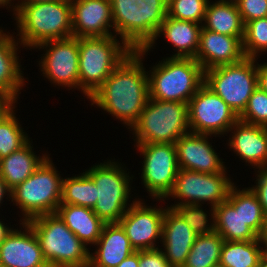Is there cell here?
I'll list each match as a JSON object with an SVG mask.
<instances>
[{
  "label": "cell",
  "instance_id": "obj_1",
  "mask_svg": "<svg viewBox=\"0 0 267 267\" xmlns=\"http://www.w3.org/2000/svg\"><path fill=\"white\" fill-rule=\"evenodd\" d=\"M148 50L132 51L89 97L91 105L132 128L149 99L148 72L143 66Z\"/></svg>",
  "mask_w": 267,
  "mask_h": 267
},
{
  "label": "cell",
  "instance_id": "obj_2",
  "mask_svg": "<svg viewBox=\"0 0 267 267\" xmlns=\"http://www.w3.org/2000/svg\"><path fill=\"white\" fill-rule=\"evenodd\" d=\"M15 4L19 46L31 50L45 41L73 37L71 0Z\"/></svg>",
  "mask_w": 267,
  "mask_h": 267
},
{
  "label": "cell",
  "instance_id": "obj_3",
  "mask_svg": "<svg viewBox=\"0 0 267 267\" xmlns=\"http://www.w3.org/2000/svg\"><path fill=\"white\" fill-rule=\"evenodd\" d=\"M114 34L133 51L145 49L167 16L168 0H110Z\"/></svg>",
  "mask_w": 267,
  "mask_h": 267
},
{
  "label": "cell",
  "instance_id": "obj_4",
  "mask_svg": "<svg viewBox=\"0 0 267 267\" xmlns=\"http://www.w3.org/2000/svg\"><path fill=\"white\" fill-rule=\"evenodd\" d=\"M27 223L32 227L49 267H89L90 251L57 213L40 215Z\"/></svg>",
  "mask_w": 267,
  "mask_h": 267
},
{
  "label": "cell",
  "instance_id": "obj_5",
  "mask_svg": "<svg viewBox=\"0 0 267 267\" xmlns=\"http://www.w3.org/2000/svg\"><path fill=\"white\" fill-rule=\"evenodd\" d=\"M133 50L117 36L79 37V91L87 99Z\"/></svg>",
  "mask_w": 267,
  "mask_h": 267
},
{
  "label": "cell",
  "instance_id": "obj_6",
  "mask_svg": "<svg viewBox=\"0 0 267 267\" xmlns=\"http://www.w3.org/2000/svg\"><path fill=\"white\" fill-rule=\"evenodd\" d=\"M147 72L149 98L155 100L189 103L204 84L203 68L193 58H163Z\"/></svg>",
  "mask_w": 267,
  "mask_h": 267
},
{
  "label": "cell",
  "instance_id": "obj_7",
  "mask_svg": "<svg viewBox=\"0 0 267 267\" xmlns=\"http://www.w3.org/2000/svg\"><path fill=\"white\" fill-rule=\"evenodd\" d=\"M130 131L135 135V144H175L190 132L188 103L149 98Z\"/></svg>",
  "mask_w": 267,
  "mask_h": 267
},
{
  "label": "cell",
  "instance_id": "obj_8",
  "mask_svg": "<svg viewBox=\"0 0 267 267\" xmlns=\"http://www.w3.org/2000/svg\"><path fill=\"white\" fill-rule=\"evenodd\" d=\"M62 180L48 156L29 178L12 189L10 200L23 214L19 221L56 213L61 204Z\"/></svg>",
  "mask_w": 267,
  "mask_h": 267
},
{
  "label": "cell",
  "instance_id": "obj_9",
  "mask_svg": "<svg viewBox=\"0 0 267 267\" xmlns=\"http://www.w3.org/2000/svg\"><path fill=\"white\" fill-rule=\"evenodd\" d=\"M117 161L98 163L85 171L96 185V204L92 208L104 223H117L128 208L137 200L128 203L131 193L130 179L124 166Z\"/></svg>",
  "mask_w": 267,
  "mask_h": 267
},
{
  "label": "cell",
  "instance_id": "obj_10",
  "mask_svg": "<svg viewBox=\"0 0 267 267\" xmlns=\"http://www.w3.org/2000/svg\"><path fill=\"white\" fill-rule=\"evenodd\" d=\"M257 59L245 57L240 62L204 71V84L221 97L238 117L258 87Z\"/></svg>",
  "mask_w": 267,
  "mask_h": 267
},
{
  "label": "cell",
  "instance_id": "obj_11",
  "mask_svg": "<svg viewBox=\"0 0 267 267\" xmlns=\"http://www.w3.org/2000/svg\"><path fill=\"white\" fill-rule=\"evenodd\" d=\"M226 171L207 174L179 169L173 189L164 200L179 199L171 206L209 202L210 206L216 207L227 200L234 185Z\"/></svg>",
  "mask_w": 267,
  "mask_h": 267
},
{
  "label": "cell",
  "instance_id": "obj_12",
  "mask_svg": "<svg viewBox=\"0 0 267 267\" xmlns=\"http://www.w3.org/2000/svg\"><path fill=\"white\" fill-rule=\"evenodd\" d=\"M135 146L144 158L141 182L152 198L164 201L173 189L179 171L175 144L150 143Z\"/></svg>",
  "mask_w": 267,
  "mask_h": 267
},
{
  "label": "cell",
  "instance_id": "obj_13",
  "mask_svg": "<svg viewBox=\"0 0 267 267\" xmlns=\"http://www.w3.org/2000/svg\"><path fill=\"white\" fill-rule=\"evenodd\" d=\"M190 132L204 135H226L239 117L230 106L203 84L189 100Z\"/></svg>",
  "mask_w": 267,
  "mask_h": 267
},
{
  "label": "cell",
  "instance_id": "obj_14",
  "mask_svg": "<svg viewBox=\"0 0 267 267\" xmlns=\"http://www.w3.org/2000/svg\"><path fill=\"white\" fill-rule=\"evenodd\" d=\"M35 48L46 49L38 64L50 83L67 89H79V38L45 41Z\"/></svg>",
  "mask_w": 267,
  "mask_h": 267
},
{
  "label": "cell",
  "instance_id": "obj_15",
  "mask_svg": "<svg viewBox=\"0 0 267 267\" xmlns=\"http://www.w3.org/2000/svg\"><path fill=\"white\" fill-rule=\"evenodd\" d=\"M142 200L137 199L119 221L136 251L158 248L155 242L162 241V223L166 210V207L148 206Z\"/></svg>",
  "mask_w": 267,
  "mask_h": 267
},
{
  "label": "cell",
  "instance_id": "obj_16",
  "mask_svg": "<svg viewBox=\"0 0 267 267\" xmlns=\"http://www.w3.org/2000/svg\"><path fill=\"white\" fill-rule=\"evenodd\" d=\"M20 224L23 228H13L0 243V267H49L32 227Z\"/></svg>",
  "mask_w": 267,
  "mask_h": 267
},
{
  "label": "cell",
  "instance_id": "obj_17",
  "mask_svg": "<svg viewBox=\"0 0 267 267\" xmlns=\"http://www.w3.org/2000/svg\"><path fill=\"white\" fill-rule=\"evenodd\" d=\"M73 37L115 35L110 0H71Z\"/></svg>",
  "mask_w": 267,
  "mask_h": 267
},
{
  "label": "cell",
  "instance_id": "obj_18",
  "mask_svg": "<svg viewBox=\"0 0 267 267\" xmlns=\"http://www.w3.org/2000/svg\"><path fill=\"white\" fill-rule=\"evenodd\" d=\"M210 137L211 135L188 132L175 142L179 169L207 174L227 170L225 162L208 141Z\"/></svg>",
  "mask_w": 267,
  "mask_h": 267
},
{
  "label": "cell",
  "instance_id": "obj_19",
  "mask_svg": "<svg viewBox=\"0 0 267 267\" xmlns=\"http://www.w3.org/2000/svg\"><path fill=\"white\" fill-rule=\"evenodd\" d=\"M243 38L223 35L202 27L195 60L203 71L240 62L245 58Z\"/></svg>",
  "mask_w": 267,
  "mask_h": 267
},
{
  "label": "cell",
  "instance_id": "obj_20",
  "mask_svg": "<svg viewBox=\"0 0 267 267\" xmlns=\"http://www.w3.org/2000/svg\"><path fill=\"white\" fill-rule=\"evenodd\" d=\"M166 207L162 223V251L171 267H183L197 234L173 208Z\"/></svg>",
  "mask_w": 267,
  "mask_h": 267
},
{
  "label": "cell",
  "instance_id": "obj_21",
  "mask_svg": "<svg viewBox=\"0 0 267 267\" xmlns=\"http://www.w3.org/2000/svg\"><path fill=\"white\" fill-rule=\"evenodd\" d=\"M229 132L228 146L241 160L258 170L267 167V127L238 120Z\"/></svg>",
  "mask_w": 267,
  "mask_h": 267
},
{
  "label": "cell",
  "instance_id": "obj_22",
  "mask_svg": "<svg viewBox=\"0 0 267 267\" xmlns=\"http://www.w3.org/2000/svg\"><path fill=\"white\" fill-rule=\"evenodd\" d=\"M215 231L224 241H253L258 234L240 214V189L234 184L228 194L227 200L214 209Z\"/></svg>",
  "mask_w": 267,
  "mask_h": 267
},
{
  "label": "cell",
  "instance_id": "obj_23",
  "mask_svg": "<svg viewBox=\"0 0 267 267\" xmlns=\"http://www.w3.org/2000/svg\"><path fill=\"white\" fill-rule=\"evenodd\" d=\"M95 245L97 246L95 252H90L89 267H117L136 251L119 222L105 223Z\"/></svg>",
  "mask_w": 267,
  "mask_h": 267
},
{
  "label": "cell",
  "instance_id": "obj_24",
  "mask_svg": "<svg viewBox=\"0 0 267 267\" xmlns=\"http://www.w3.org/2000/svg\"><path fill=\"white\" fill-rule=\"evenodd\" d=\"M202 24L192 21L178 20L166 16L162 22L154 40L145 48L151 50L158 37L166 38L167 42L174 46L177 53L170 58H193L195 59L198 47Z\"/></svg>",
  "mask_w": 267,
  "mask_h": 267
},
{
  "label": "cell",
  "instance_id": "obj_25",
  "mask_svg": "<svg viewBox=\"0 0 267 267\" xmlns=\"http://www.w3.org/2000/svg\"><path fill=\"white\" fill-rule=\"evenodd\" d=\"M0 29V92H3L16 101L20 90L25 85V78L19 63L17 51L19 41L8 31ZM17 41V42H16Z\"/></svg>",
  "mask_w": 267,
  "mask_h": 267
},
{
  "label": "cell",
  "instance_id": "obj_26",
  "mask_svg": "<svg viewBox=\"0 0 267 267\" xmlns=\"http://www.w3.org/2000/svg\"><path fill=\"white\" fill-rule=\"evenodd\" d=\"M56 213L85 246L88 247V244L95 246L105 223L95 214L92 208L60 204Z\"/></svg>",
  "mask_w": 267,
  "mask_h": 267
},
{
  "label": "cell",
  "instance_id": "obj_27",
  "mask_svg": "<svg viewBox=\"0 0 267 267\" xmlns=\"http://www.w3.org/2000/svg\"><path fill=\"white\" fill-rule=\"evenodd\" d=\"M31 143L29 140L19 150L0 159V177L10 190L29 178L49 156L48 154L37 156Z\"/></svg>",
  "mask_w": 267,
  "mask_h": 267
},
{
  "label": "cell",
  "instance_id": "obj_28",
  "mask_svg": "<svg viewBox=\"0 0 267 267\" xmlns=\"http://www.w3.org/2000/svg\"><path fill=\"white\" fill-rule=\"evenodd\" d=\"M244 23L237 5L228 2H208L202 27L223 35L244 37Z\"/></svg>",
  "mask_w": 267,
  "mask_h": 267
},
{
  "label": "cell",
  "instance_id": "obj_29",
  "mask_svg": "<svg viewBox=\"0 0 267 267\" xmlns=\"http://www.w3.org/2000/svg\"><path fill=\"white\" fill-rule=\"evenodd\" d=\"M259 239L253 241H224L219 264L225 267H257L264 254Z\"/></svg>",
  "mask_w": 267,
  "mask_h": 267
},
{
  "label": "cell",
  "instance_id": "obj_30",
  "mask_svg": "<svg viewBox=\"0 0 267 267\" xmlns=\"http://www.w3.org/2000/svg\"><path fill=\"white\" fill-rule=\"evenodd\" d=\"M224 240L216 231L197 235L183 267H213L219 264Z\"/></svg>",
  "mask_w": 267,
  "mask_h": 267
},
{
  "label": "cell",
  "instance_id": "obj_31",
  "mask_svg": "<svg viewBox=\"0 0 267 267\" xmlns=\"http://www.w3.org/2000/svg\"><path fill=\"white\" fill-rule=\"evenodd\" d=\"M96 185L85 173L62 180L61 204L93 208L96 204Z\"/></svg>",
  "mask_w": 267,
  "mask_h": 267
},
{
  "label": "cell",
  "instance_id": "obj_32",
  "mask_svg": "<svg viewBox=\"0 0 267 267\" xmlns=\"http://www.w3.org/2000/svg\"><path fill=\"white\" fill-rule=\"evenodd\" d=\"M14 112L12 110L0 121V159L19 150L30 140Z\"/></svg>",
  "mask_w": 267,
  "mask_h": 267
},
{
  "label": "cell",
  "instance_id": "obj_33",
  "mask_svg": "<svg viewBox=\"0 0 267 267\" xmlns=\"http://www.w3.org/2000/svg\"><path fill=\"white\" fill-rule=\"evenodd\" d=\"M243 50L245 57L250 58H257L261 52H267V17L254 19L245 24Z\"/></svg>",
  "mask_w": 267,
  "mask_h": 267
},
{
  "label": "cell",
  "instance_id": "obj_34",
  "mask_svg": "<svg viewBox=\"0 0 267 267\" xmlns=\"http://www.w3.org/2000/svg\"><path fill=\"white\" fill-rule=\"evenodd\" d=\"M202 206H203L202 204H187V205L169 206V207L173 208L197 235L211 234L215 232V225H214L215 207L211 206L210 208L211 215L209 214L211 218L208 219L206 213L207 211H204L203 208H201ZM211 219L212 221H210L209 225L208 220Z\"/></svg>",
  "mask_w": 267,
  "mask_h": 267
},
{
  "label": "cell",
  "instance_id": "obj_35",
  "mask_svg": "<svg viewBox=\"0 0 267 267\" xmlns=\"http://www.w3.org/2000/svg\"><path fill=\"white\" fill-rule=\"evenodd\" d=\"M240 214L244 222L259 235L267 215L250 187L240 190Z\"/></svg>",
  "mask_w": 267,
  "mask_h": 267
},
{
  "label": "cell",
  "instance_id": "obj_36",
  "mask_svg": "<svg viewBox=\"0 0 267 267\" xmlns=\"http://www.w3.org/2000/svg\"><path fill=\"white\" fill-rule=\"evenodd\" d=\"M209 0H168L167 15L174 19L202 24Z\"/></svg>",
  "mask_w": 267,
  "mask_h": 267
},
{
  "label": "cell",
  "instance_id": "obj_37",
  "mask_svg": "<svg viewBox=\"0 0 267 267\" xmlns=\"http://www.w3.org/2000/svg\"><path fill=\"white\" fill-rule=\"evenodd\" d=\"M239 120L251 125L267 127V93L260 87L254 90Z\"/></svg>",
  "mask_w": 267,
  "mask_h": 267
},
{
  "label": "cell",
  "instance_id": "obj_38",
  "mask_svg": "<svg viewBox=\"0 0 267 267\" xmlns=\"http://www.w3.org/2000/svg\"><path fill=\"white\" fill-rule=\"evenodd\" d=\"M236 5L244 25L251 20L267 17V0H239Z\"/></svg>",
  "mask_w": 267,
  "mask_h": 267
},
{
  "label": "cell",
  "instance_id": "obj_39",
  "mask_svg": "<svg viewBox=\"0 0 267 267\" xmlns=\"http://www.w3.org/2000/svg\"><path fill=\"white\" fill-rule=\"evenodd\" d=\"M139 267H171L162 248L139 250Z\"/></svg>",
  "mask_w": 267,
  "mask_h": 267
},
{
  "label": "cell",
  "instance_id": "obj_40",
  "mask_svg": "<svg viewBox=\"0 0 267 267\" xmlns=\"http://www.w3.org/2000/svg\"><path fill=\"white\" fill-rule=\"evenodd\" d=\"M256 176V185L251 187V190L258 197L259 203L267 215V167L259 169Z\"/></svg>",
  "mask_w": 267,
  "mask_h": 267
},
{
  "label": "cell",
  "instance_id": "obj_41",
  "mask_svg": "<svg viewBox=\"0 0 267 267\" xmlns=\"http://www.w3.org/2000/svg\"><path fill=\"white\" fill-rule=\"evenodd\" d=\"M16 102L17 101L13 97L0 92V121L15 109L14 105Z\"/></svg>",
  "mask_w": 267,
  "mask_h": 267
},
{
  "label": "cell",
  "instance_id": "obj_42",
  "mask_svg": "<svg viewBox=\"0 0 267 267\" xmlns=\"http://www.w3.org/2000/svg\"><path fill=\"white\" fill-rule=\"evenodd\" d=\"M257 74H258V87L267 93V62L258 64L257 62Z\"/></svg>",
  "mask_w": 267,
  "mask_h": 267
},
{
  "label": "cell",
  "instance_id": "obj_43",
  "mask_svg": "<svg viewBox=\"0 0 267 267\" xmlns=\"http://www.w3.org/2000/svg\"><path fill=\"white\" fill-rule=\"evenodd\" d=\"M117 267H139V251L133 252L124 259Z\"/></svg>",
  "mask_w": 267,
  "mask_h": 267
},
{
  "label": "cell",
  "instance_id": "obj_44",
  "mask_svg": "<svg viewBox=\"0 0 267 267\" xmlns=\"http://www.w3.org/2000/svg\"><path fill=\"white\" fill-rule=\"evenodd\" d=\"M258 239L262 245L264 253L267 254V217L265 223L263 224L261 233L258 235Z\"/></svg>",
  "mask_w": 267,
  "mask_h": 267
},
{
  "label": "cell",
  "instance_id": "obj_45",
  "mask_svg": "<svg viewBox=\"0 0 267 267\" xmlns=\"http://www.w3.org/2000/svg\"><path fill=\"white\" fill-rule=\"evenodd\" d=\"M6 195H8L7 197L9 199H11V190L8 188L7 184L3 181V179L0 177V204L3 203L2 201Z\"/></svg>",
  "mask_w": 267,
  "mask_h": 267
},
{
  "label": "cell",
  "instance_id": "obj_46",
  "mask_svg": "<svg viewBox=\"0 0 267 267\" xmlns=\"http://www.w3.org/2000/svg\"><path fill=\"white\" fill-rule=\"evenodd\" d=\"M13 228L7 226L0 219V243L6 238V236L11 232Z\"/></svg>",
  "mask_w": 267,
  "mask_h": 267
},
{
  "label": "cell",
  "instance_id": "obj_47",
  "mask_svg": "<svg viewBox=\"0 0 267 267\" xmlns=\"http://www.w3.org/2000/svg\"><path fill=\"white\" fill-rule=\"evenodd\" d=\"M15 0H13L14 2ZM12 2V0H0V8L4 6L8 9V8H11V6L13 7V10L12 12L15 14L16 11H17V5H14V3ZM13 3V4H12ZM14 5V6H13ZM9 6V7H8Z\"/></svg>",
  "mask_w": 267,
  "mask_h": 267
},
{
  "label": "cell",
  "instance_id": "obj_48",
  "mask_svg": "<svg viewBox=\"0 0 267 267\" xmlns=\"http://www.w3.org/2000/svg\"><path fill=\"white\" fill-rule=\"evenodd\" d=\"M257 267H267V254L264 253L261 256Z\"/></svg>",
  "mask_w": 267,
  "mask_h": 267
},
{
  "label": "cell",
  "instance_id": "obj_49",
  "mask_svg": "<svg viewBox=\"0 0 267 267\" xmlns=\"http://www.w3.org/2000/svg\"><path fill=\"white\" fill-rule=\"evenodd\" d=\"M44 1H55V0H18V3H36V2H44Z\"/></svg>",
  "mask_w": 267,
  "mask_h": 267
},
{
  "label": "cell",
  "instance_id": "obj_50",
  "mask_svg": "<svg viewBox=\"0 0 267 267\" xmlns=\"http://www.w3.org/2000/svg\"><path fill=\"white\" fill-rule=\"evenodd\" d=\"M239 0H219V2H228L236 4Z\"/></svg>",
  "mask_w": 267,
  "mask_h": 267
},
{
  "label": "cell",
  "instance_id": "obj_51",
  "mask_svg": "<svg viewBox=\"0 0 267 267\" xmlns=\"http://www.w3.org/2000/svg\"><path fill=\"white\" fill-rule=\"evenodd\" d=\"M213 267H225V266H223L221 264H217V265H214Z\"/></svg>",
  "mask_w": 267,
  "mask_h": 267
}]
</instances>
